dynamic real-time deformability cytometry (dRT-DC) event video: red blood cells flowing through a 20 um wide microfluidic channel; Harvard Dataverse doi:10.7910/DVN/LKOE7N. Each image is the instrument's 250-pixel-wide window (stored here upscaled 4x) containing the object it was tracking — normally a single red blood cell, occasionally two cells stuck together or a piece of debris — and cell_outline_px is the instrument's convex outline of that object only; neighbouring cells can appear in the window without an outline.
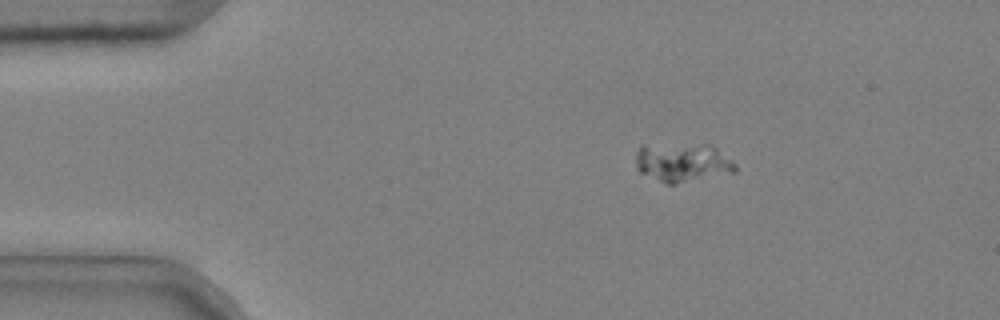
{"species": "common noctule bat (a hibernating species)", "species_latin": "Nyctalus noctula", "temperature_condition": "cold", "stored_images_in_passage": 3, "camera_frame_rate_fps": 3000, "um_per_image_px": 0.085, "animal": {"sex": "male", "body_mass_g": 20.4}, "frame": {"image": 1, "passage_image": 1, "time_ms": 0.0, "image_size_px": [1000, 320], "cell_outline_px": [[736, 172], [676, 184], [668, 184], [640, 172], [636, 168], [636, 152], [640, 144], [708, 144], [716, 148], [732, 160], [736, 164]], "centroid_in_image_um": [58.0, 13.79], "position_along_channel_um": 27.0, "area_um2": 22.77}}
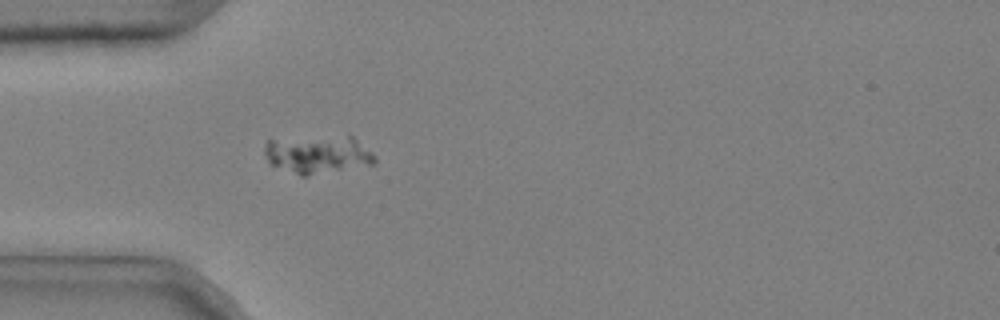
{"frame": {"image": 2, "passage_image": 3, "time_ms": 0.667, "image_size_px": [1000, 320], "cell_outline_px": [[376, 164], [308, 176], [300, 176], [268, 164], [264, 152], [264, 144], [268, 140], [348, 136], [352, 136], [372, 152], [376, 156]], "centroid_in_image_um": [27.01, 13.16], "position_along_channel_um": 58.0, "area_um2": 24.51}}